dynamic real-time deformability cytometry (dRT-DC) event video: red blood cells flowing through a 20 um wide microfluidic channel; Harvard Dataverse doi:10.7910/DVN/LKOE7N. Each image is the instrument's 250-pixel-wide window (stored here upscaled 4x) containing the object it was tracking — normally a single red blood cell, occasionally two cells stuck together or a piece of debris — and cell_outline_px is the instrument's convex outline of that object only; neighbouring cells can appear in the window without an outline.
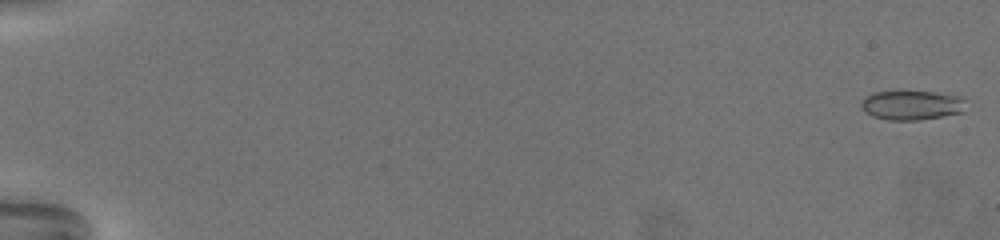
{"species": "common noctule bat (a hibernating species)", "species_latin": "Nyctalus noctula", "temperature_condition": "warm", "stored_images_in_passage": 73, "camera_frame_rate_fps": 3000, "um_per_image_px": 0.085, "animal": {"sex": "female", "body_mass_g": 19.5, "forearm_length_mm": 54.1}, "frame": {"image": 1, "passage_image": 2, "time_ms": 0.333, "image_size_px": [1000, 240], "cell_outline_px": [[964, 112], [920, 120], [888, 120], [872, 116], [860, 104], [864, 96], [872, 92], [936, 92], [964, 96]], "centroid_in_image_um": [77.53, 8.94], "position_along_channel_um": 7.5, "area_um2": 17.92}}
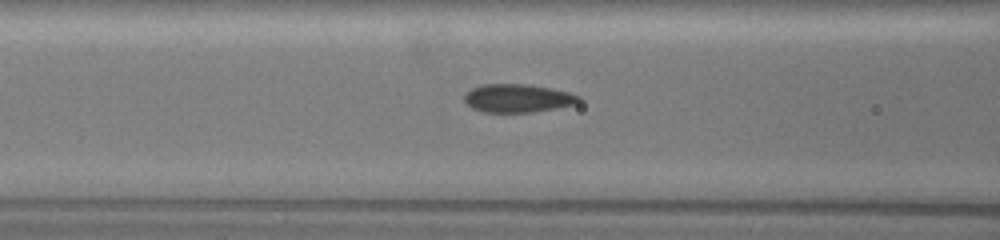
{"frame": {"image": 2, "passage_image": 34, "time_ms": 11.0, "image_size_px": [1000, 240], "cell_outline_px": [[580, 100], [576, 104], [556, 108], [532, 112], [484, 112], [472, 108], [464, 100], [464, 96], [472, 88], [480, 84], [528, 84], [552, 88], [568, 92], [580, 96]], "centroid_in_image_um": [44.01, 8.34], "position_along_channel_um": 122.6, "area_um2": 18.84}}
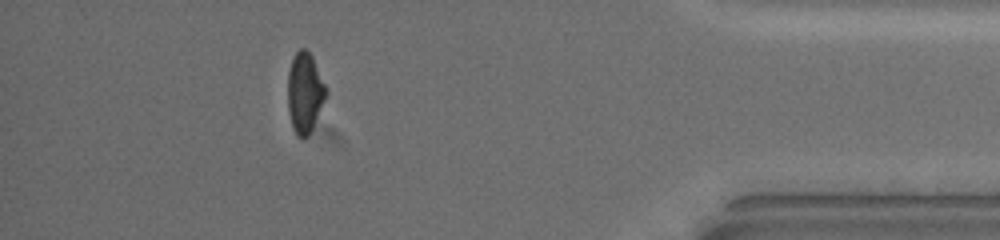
{"frame": {"image": 3, "passage_image": 66, "time_ms": 21.667, "image_size_px": [1000, 240], "cell_outline_px": [[328, 92], [312, 128], [308, 136], [296, 136], [292, 128], [288, 112], [288, 72], [292, 60], [296, 52], [300, 48], [304, 48], [312, 56]], "centroid_in_image_um": [25.89, 7.88], "position_along_channel_um": 409.3, "area_um2": 17.69}, "authors_computed_cell_mechanics": {"area_um2": 18.496, "velocity_mm_per_s": 3.054, "shape_relaxation_time_tau1_ms": null, "shape_relaxation_time_tau2_ms": 1.1092, "deformation_change_tau1": null, "deformation_change_tau2": 0.0756}}